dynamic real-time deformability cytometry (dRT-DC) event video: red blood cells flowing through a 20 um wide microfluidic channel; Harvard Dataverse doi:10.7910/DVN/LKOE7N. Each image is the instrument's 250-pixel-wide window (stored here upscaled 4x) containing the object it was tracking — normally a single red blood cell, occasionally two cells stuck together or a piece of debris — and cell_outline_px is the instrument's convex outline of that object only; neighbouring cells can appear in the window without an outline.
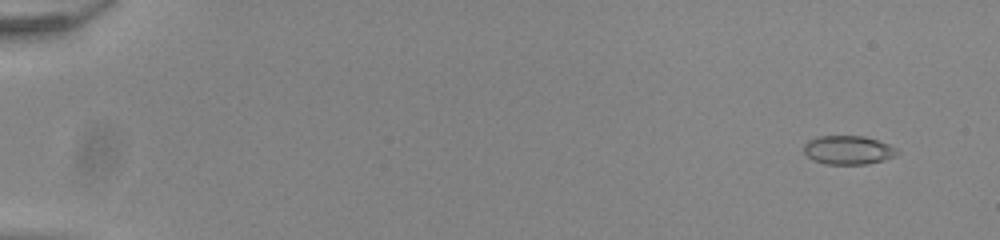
{"species": "common noctule bat (a hibernating species)", "species_latin": "Nyctalus noctula", "temperature_condition": "room temperature", "stored_images_in_passage": 49, "camera_frame_rate_fps": 3000, "um_per_image_px": 0.085, "animal": {"sex": "male", "body_mass_g": 20.0, "forearm_length_mm": 53.3}, "frame": {"image": 1, "passage_image": 4, "time_ms": 1.0, "image_size_px": [1000, 240], "cell_outline_px": [[900, 152], [896, 156], [884, 160], [868, 164], [824, 164], [812, 160], [804, 152], [804, 144], [808, 140], [816, 136], [864, 136], [888, 144], [896, 148]], "centroid_in_image_um": [72.09, 12.76], "position_along_channel_um": 12.9, "area_um2": 15.78}}
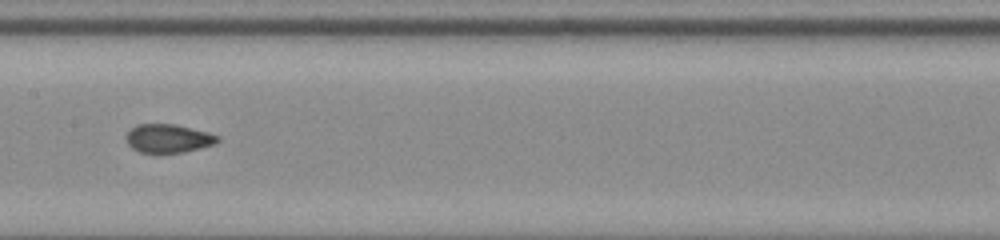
{"frame": {"image": 2, "passage_image": 30, "time_ms": 9.667, "image_size_px": [1000, 240], "cell_outline_px": [[220, 140], [216, 144], [184, 152], [140, 152], [132, 148], [128, 144], [124, 136], [136, 124], [176, 124], [208, 132], [220, 136]], "centroid_in_image_um": [14.32, 11.75], "position_along_channel_um": 193.1, "area_um2": 15.26}}
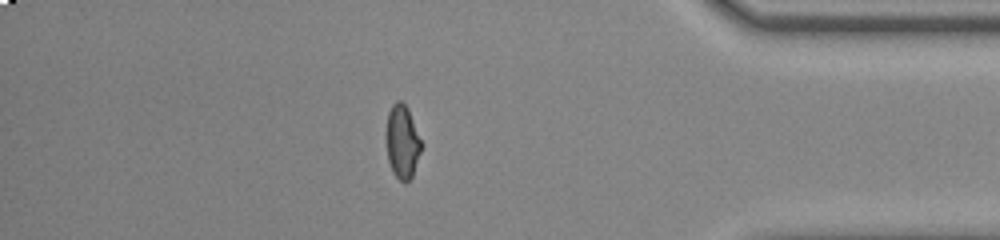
{"frame": {"image": 3, "passage_image": 48, "time_ms": 15.667, "image_size_px": [1000, 240], "cell_outline_px": [[424, 144], [412, 176], [408, 180], [400, 180], [392, 172], [388, 160], [384, 136], [384, 132], [388, 112], [392, 104], [396, 100], [400, 100], [408, 108]], "centroid_in_image_um": [34.18, 12.0], "position_along_channel_um": 401.0, "area_um2": 15.61}}